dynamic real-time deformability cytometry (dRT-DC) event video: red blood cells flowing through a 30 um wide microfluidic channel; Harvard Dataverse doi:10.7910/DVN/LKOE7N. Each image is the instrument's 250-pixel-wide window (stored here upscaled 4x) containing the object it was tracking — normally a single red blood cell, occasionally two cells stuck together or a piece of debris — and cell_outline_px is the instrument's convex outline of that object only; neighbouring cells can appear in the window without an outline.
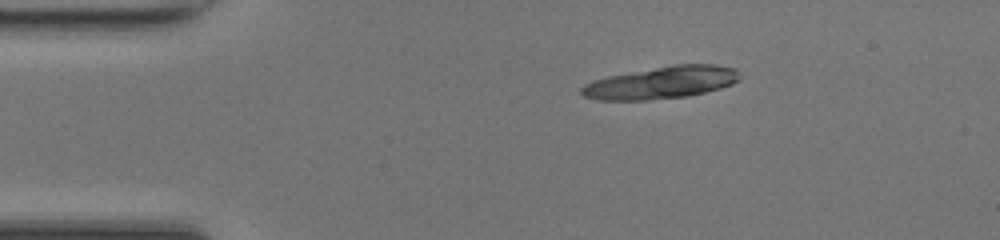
{"species": "common noctule bat (a hibernating species)", "species_latin": "Nyctalus noctula", "temperature_condition": "room temperature", "stored_images_in_passage": 12, "camera_frame_rate_fps": 3000, "um_per_image_px": 0.085, "animal": {"sex": "female", "body_mass_g": 17.0, "forearm_length_mm": 48.0}, "frame": {"image": 1, "passage_image": 1, "time_ms": 0.0, "image_size_px": [1000, 240], "cell_outline_px": [[736, 80], [732, 84], [720, 88], [688, 96], [648, 100], [596, 100], [584, 96], [580, 92], [580, 88], [584, 84], [592, 80], [608, 76], [672, 64], [716, 64], [736, 68]], "centroid_in_image_um": [56.15, 7.02], "position_along_channel_um": 28.8, "area_um2": 29.71}}